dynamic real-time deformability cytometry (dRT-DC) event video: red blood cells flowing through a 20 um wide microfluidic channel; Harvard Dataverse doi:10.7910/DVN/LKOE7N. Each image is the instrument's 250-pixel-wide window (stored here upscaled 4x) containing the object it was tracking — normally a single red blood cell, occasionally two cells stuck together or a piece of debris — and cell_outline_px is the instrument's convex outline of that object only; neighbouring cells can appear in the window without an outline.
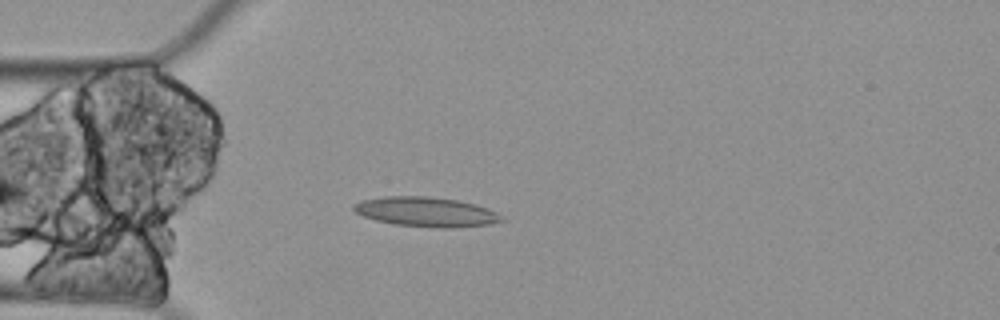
{"species": "Egyptian fruit bat (a non-hibernating species)", "species_latin": "Rousettus aegyptiacus", "temperature_condition": "cold", "stored_images_in_passage": 5, "camera_frame_rate_fps": 3000, "um_per_image_px": 0.085, "animal": {"sex": "female"}, "frame": {"image": 1, "passage_image": 4, "time_ms": 1.0, "image_size_px": [1000, 320], "cell_outline_px": [[504, 220], [488, 224], [452, 228], [436, 228], [392, 224], [376, 220], [364, 216], [356, 212], [352, 208], [352, 204], [364, 200], [384, 196], [428, 196], [456, 200], [472, 204], [496, 212]], "centroid_in_image_um": [36.16, 18.01], "position_along_channel_um": 48.8, "area_um2": 25.26}}